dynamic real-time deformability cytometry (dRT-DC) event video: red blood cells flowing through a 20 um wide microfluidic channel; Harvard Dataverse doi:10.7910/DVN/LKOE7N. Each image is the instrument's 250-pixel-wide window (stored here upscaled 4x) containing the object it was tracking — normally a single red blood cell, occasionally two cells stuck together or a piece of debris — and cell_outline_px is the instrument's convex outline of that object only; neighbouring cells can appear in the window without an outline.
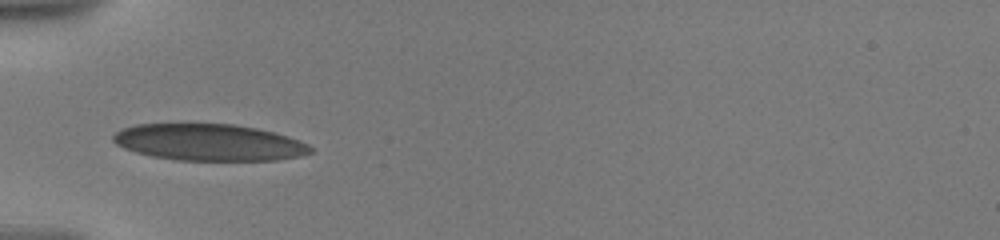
{"species": "human", "species_latin": "Homo sapiens", "temperature_condition": "warm", "stored_images_in_passage": 2, "camera_frame_rate_fps": 3000, "um_per_image_px": 0.085, "donor": {"sex": "male"}, "frame": {"image": 1, "passage_image": 1, "time_ms": 0.0, "image_size_px": [1000, 240], "cell_outline_px": [[312, 152], [296, 156], [276, 160], [176, 160], [152, 156], [136, 152], [124, 148], [116, 144], [112, 140], [112, 136], [116, 132], [124, 128], [136, 124], [236, 124], [256, 128], [288, 136], [300, 140], [308, 144], [312, 148]], "centroid_in_image_um": [17.75, 12.1], "position_along_channel_um": 67.3, "area_um2": 41.96}}